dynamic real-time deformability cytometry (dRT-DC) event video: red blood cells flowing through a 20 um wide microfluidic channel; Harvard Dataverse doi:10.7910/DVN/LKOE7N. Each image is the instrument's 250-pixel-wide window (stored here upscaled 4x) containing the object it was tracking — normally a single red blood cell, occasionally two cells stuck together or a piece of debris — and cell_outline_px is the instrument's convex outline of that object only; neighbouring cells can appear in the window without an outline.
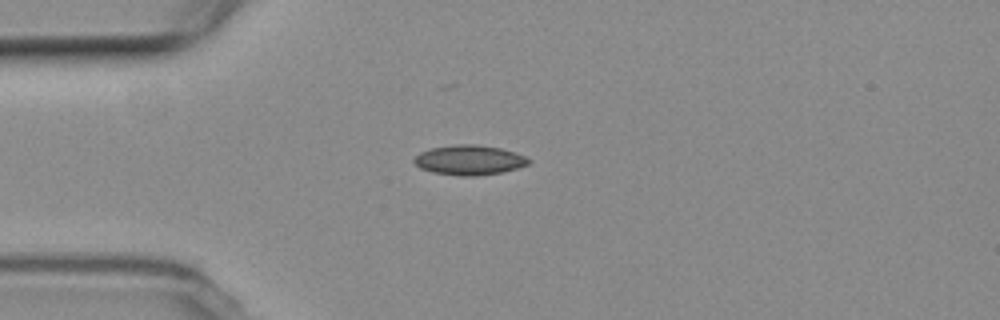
{"species": "common noctule bat (a hibernating species)", "species_latin": "Nyctalus noctula", "temperature_condition": "room temperature", "stored_images_in_passage": 7, "camera_frame_rate_fps": 3000, "um_per_image_px": 0.085, "animal": {"sex": "female", "body_mass_g": 19.3, "forearm_length_mm": 54.1}, "frame": {"image": 1, "passage_image": 1, "time_ms": 0.0, "image_size_px": [1000, 320], "cell_outline_px": [[532, 160], [528, 164], [504, 172], [476, 176], [460, 176], [432, 172], [420, 168], [412, 160], [420, 152], [432, 148], [456, 144], [476, 144], [500, 148], [516, 152]], "centroid_in_image_um": [39.9, 13.6], "position_along_channel_um": 45.1, "area_um2": 19.94}}
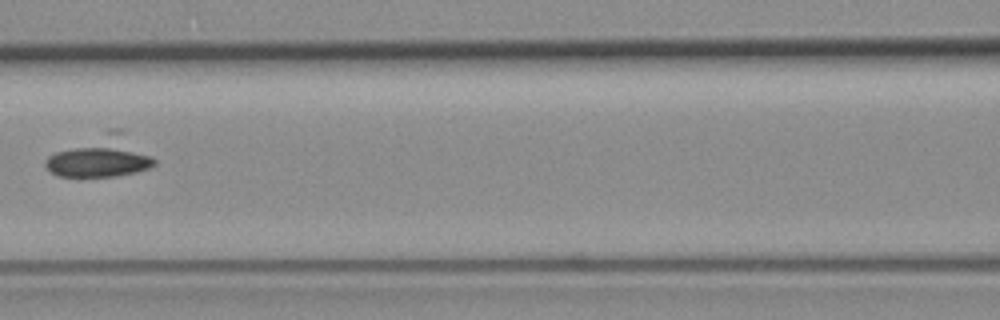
{"frame": {"image": 2, "passage_image": 4, "time_ms": 3.667, "image_size_px": [1000, 320], "cell_outline_px": [[156, 164], [148, 168], [136, 172], [116, 176], [56, 176], [44, 164], [44, 160], [48, 156], [56, 152], [108, 128], [124, 128], [156, 160]], "centroid_in_image_um": [8.62, 13.26], "position_along_channel_um": 158.0, "area_um2": 26.36}}
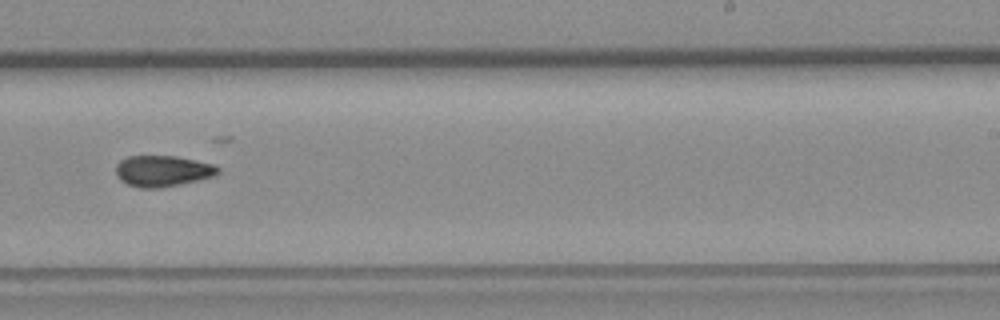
{"frame": {"image": 3, "passage_image": 7, "time_ms": 7.0, "image_size_px": [1000, 320], "cell_outline_px": [[220, 172], [216, 176], [200, 180], [160, 188], [140, 188], [128, 184], [120, 180], [116, 176], [116, 164], [120, 160], [128, 156], [176, 156], [216, 164], [220, 168]], "centroid_in_image_um": [13.86, 14.53], "position_along_channel_um": 275.1, "area_um2": 18.79}}